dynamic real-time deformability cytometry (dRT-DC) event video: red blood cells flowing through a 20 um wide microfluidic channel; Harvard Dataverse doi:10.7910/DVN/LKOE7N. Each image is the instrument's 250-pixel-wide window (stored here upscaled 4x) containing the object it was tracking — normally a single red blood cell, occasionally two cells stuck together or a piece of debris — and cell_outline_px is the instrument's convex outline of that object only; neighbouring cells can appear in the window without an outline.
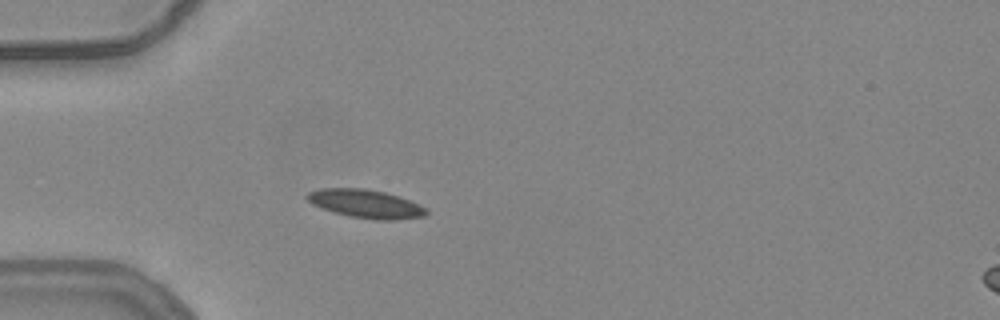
{"species": "common noctule bat (a hibernating species)", "species_latin": "Nyctalus noctula", "temperature_condition": "warm", "stored_images_in_passage": 9, "camera_frame_rate_fps": 3000, "um_per_image_px": 0.085, "animal": {"sex": "female", "body_mass_g": 24.6, "forearm_length_mm": 56.2}, "frame": {"image": 1, "passage_image": 1, "time_ms": 0.0, "image_size_px": [1000, 320], "cell_outline_px": [[428, 212], [424, 216], [396, 220], [376, 220], [348, 216], [332, 212], [320, 208], [312, 204], [304, 196], [308, 192], [320, 188], [364, 188], [384, 192], [420, 204], [428, 208]], "centroid_in_image_um": [31.06, 17.33], "position_along_channel_um": 53.9, "area_um2": 19.88}}